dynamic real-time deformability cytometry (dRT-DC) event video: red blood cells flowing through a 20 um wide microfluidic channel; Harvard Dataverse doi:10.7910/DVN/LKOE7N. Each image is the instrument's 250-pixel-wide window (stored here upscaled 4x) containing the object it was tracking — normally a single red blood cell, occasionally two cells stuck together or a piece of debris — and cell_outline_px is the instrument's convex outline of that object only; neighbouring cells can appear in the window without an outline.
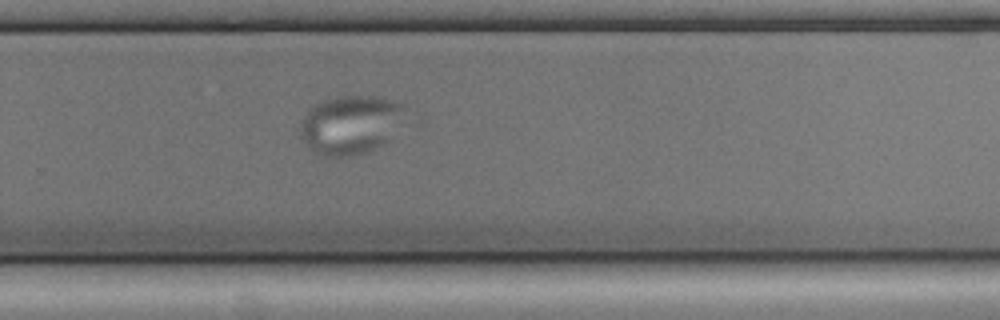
{"species": "common noctule bat (a hibernating species)", "species_latin": "Nyctalus noctula", "temperature_condition": "cold", "stored_images_in_passage": 57, "camera_frame_rate_fps": 3000, "um_per_image_px": 0.085, "animal": {"sex": "male", "body_mass_g": 17.9, "forearm_length_mm": 54.2}, "frame": {"image": 1, "passage_image": 36, "time_ms": 11.667, "image_size_px": [1000, 320], "cell_outline_px": [[408, 108], [388, 140], [364, 152], [344, 156], [324, 156], [316, 152], [300, 136], [300, 124], [308, 108], [324, 100], [340, 96], [372, 96], [392, 100], [404, 104]], "centroid_in_image_um": [29.77, 10.56], "position_along_channel_um": 300.0, "area_um2": 35.26}}